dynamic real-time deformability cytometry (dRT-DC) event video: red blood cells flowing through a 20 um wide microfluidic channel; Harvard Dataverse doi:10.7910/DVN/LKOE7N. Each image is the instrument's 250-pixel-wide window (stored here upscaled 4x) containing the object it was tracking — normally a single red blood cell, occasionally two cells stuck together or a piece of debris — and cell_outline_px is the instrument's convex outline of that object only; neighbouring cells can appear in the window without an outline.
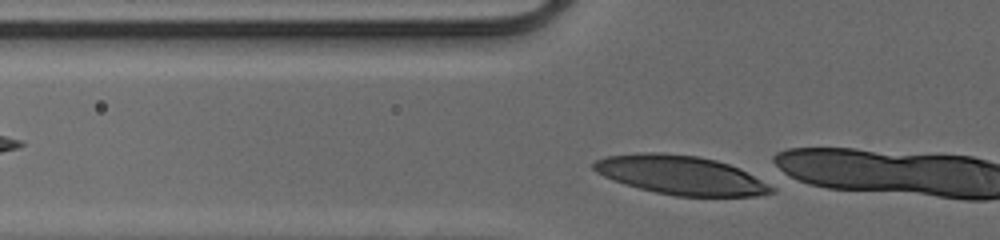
{"species": "human", "species_latin": "Homo sapiens", "temperature_condition": "cold", "stored_images_in_passage": 7, "camera_frame_rate_fps": 3000, "um_per_image_px": 0.085, "donor": {"sex": "male"}, "frame": {"image": 1, "passage_image": 5, "time_ms": 1.333, "image_size_px": [1000, 240], "cell_outline_px": [[776, 192], [756, 196], [676, 196], [656, 192], [640, 188], [612, 180], [596, 172], [592, 168], [592, 164], [596, 160], [604, 156], [636, 152], [660, 152], [696, 156], [716, 160], [740, 168], [776, 184]], "centroid_in_image_um": [57.94, 14.88], "position_along_channel_um": 67.9, "area_um2": 40.92}}